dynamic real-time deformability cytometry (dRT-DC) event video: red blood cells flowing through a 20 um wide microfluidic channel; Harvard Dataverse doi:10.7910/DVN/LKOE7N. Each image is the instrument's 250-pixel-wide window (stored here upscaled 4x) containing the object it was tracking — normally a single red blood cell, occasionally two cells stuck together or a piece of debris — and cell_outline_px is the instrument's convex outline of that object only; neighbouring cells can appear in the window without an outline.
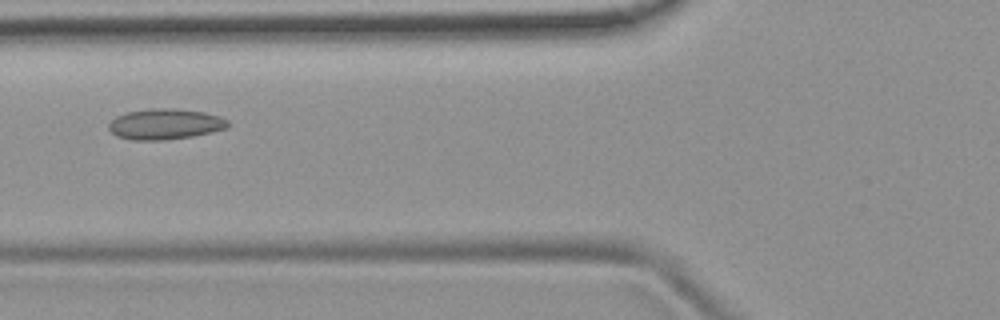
{"species": "common noctule bat (a hibernating species)", "species_latin": "Nyctalus noctula", "temperature_condition": "room temperature", "stored_images_in_passage": 8, "camera_frame_rate_fps": 3000, "um_per_image_px": 0.085, "animal": {"sex": "female", "body_mass_g": 19.9}, "frame": {"image": 1, "passage_image": 5, "time_ms": 5.333, "image_size_px": [1000, 320], "cell_outline_px": [[228, 128], [212, 132], [192, 136], [164, 140], [132, 140], [116, 136], [108, 128], [108, 124], [116, 116], [128, 112], [152, 108], [172, 108], [204, 112], [220, 116], [228, 120]], "centroid_in_image_um": [14.04, 10.55], "position_along_channel_um": 111.8, "area_um2": 21.33}}
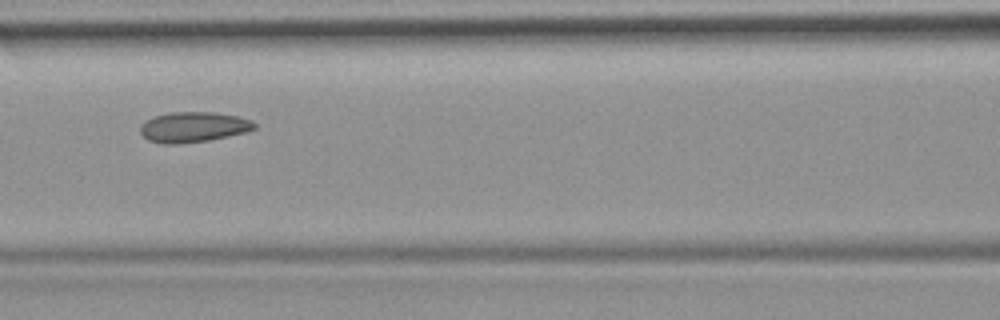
{"frame": {"image": 2, "passage_image": 6, "time_ms": 6.333, "image_size_px": [1000, 320], "cell_outline_px": [[256, 128], [248, 132], [208, 140], [180, 144], [164, 144], [148, 140], [140, 132], [140, 124], [144, 120], [168, 112], [216, 112], [240, 116], [252, 120], [256, 124]], "centroid_in_image_um": [16.45, 10.79], "position_along_channel_um": 150.1, "area_um2": 20.46}}
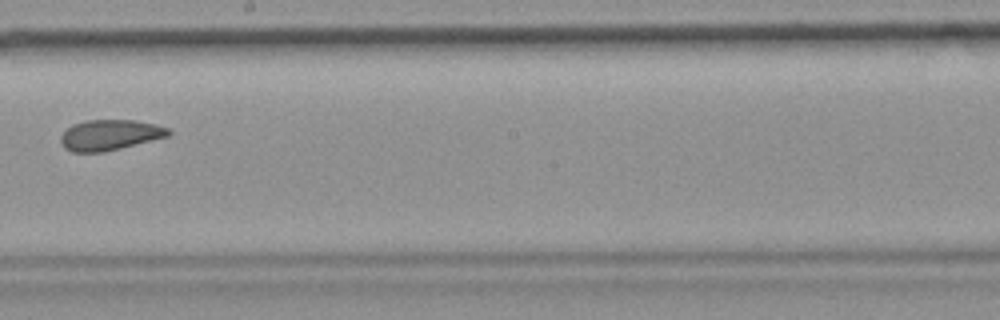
{"frame": {"image": 3, "passage_image": 8, "time_ms": 8.667, "image_size_px": [1000, 320], "cell_outline_px": [[172, 132], [168, 136], [104, 152], [72, 152], [64, 148], [60, 140], [60, 136], [72, 124], [84, 120], [136, 120], [156, 124], [168, 128]], "centroid_in_image_um": [9.32, 11.46], "position_along_channel_um": 238.9, "area_um2": 19.19}}